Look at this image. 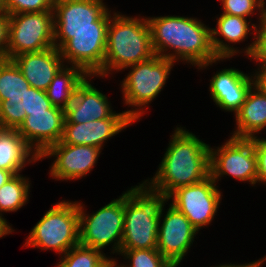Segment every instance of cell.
<instances>
[{"label": "cell", "mask_w": 266, "mask_h": 267, "mask_svg": "<svg viewBox=\"0 0 266 267\" xmlns=\"http://www.w3.org/2000/svg\"><path fill=\"white\" fill-rule=\"evenodd\" d=\"M264 261H266V256L262 259H259L257 261H254V262H250V263H245V264H220V265H217V266H213V267H261V265L264 263ZM212 267V266H211Z\"/></svg>", "instance_id": "36"}, {"label": "cell", "mask_w": 266, "mask_h": 267, "mask_svg": "<svg viewBox=\"0 0 266 267\" xmlns=\"http://www.w3.org/2000/svg\"><path fill=\"white\" fill-rule=\"evenodd\" d=\"M146 18L155 55L175 63L178 60L190 63L197 69L225 60L213 50L211 28L197 18L169 15Z\"/></svg>", "instance_id": "1"}, {"label": "cell", "mask_w": 266, "mask_h": 267, "mask_svg": "<svg viewBox=\"0 0 266 267\" xmlns=\"http://www.w3.org/2000/svg\"><path fill=\"white\" fill-rule=\"evenodd\" d=\"M235 138L251 139L266 127V93L255 83L249 89L240 110L235 114Z\"/></svg>", "instance_id": "21"}, {"label": "cell", "mask_w": 266, "mask_h": 267, "mask_svg": "<svg viewBox=\"0 0 266 267\" xmlns=\"http://www.w3.org/2000/svg\"><path fill=\"white\" fill-rule=\"evenodd\" d=\"M254 32L253 42L248 47L246 46L242 52L246 54L248 59L250 57L253 61L259 62V67H266V15Z\"/></svg>", "instance_id": "30"}, {"label": "cell", "mask_w": 266, "mask_h": 267, "mask_svg": "<svg viewBox=\"0 0 266 267\" xmlns=\"http://www.w3.org/2000/svg\"><path fill=\"white\" fill-rule=\"evenodd\" d=\"M9 17L0 12V59H7Z\"/></svg>", "instance_id": "34"}, {"label": "cell", "mask_w": 266, "mask_h": 267, "mask_svg": "<svg viewBox=\"0 0 266 267\" xmlns=\"http://www.w3.org/2000/svg\"><path fill=\"white\" fill-rule=\"evenodd\" d=\"M46 91L29 87L28 115L29 112L47 111L52 107Z\"/></svg>", "instance_id": "33"}, {"label": "cell", "mask_w": 266, "mask_h": 267, "mask_svg": "<svg viewBox=\"0 0 266 267\" xmlns=\"http://www.w3.org/2000/svg\"><path fill=\"white\" fill-rule=\"evenodd\" d=\"M174 131L155 176L145 180L166 196L210 176V145L181 126Z\"/></svg>", "instance_id": "2"}, {"label": "cell", "mask_w": 266, "mask_h": 267, "mask_svg": "<svg viewBox=\"0 0 266 267\" xmlns=\"http://www.w3.org/2000/svg\"><path fill=\"white\" fill-rule=\"evenodd\" d=\"M110 260L103 251L78 244L61 256L56 267H104Z\"/></svg>", "instance_id": "26"}, {"label": "cell", "mask_w": 266, "mask_h": 267, "mask_svg": "<svg viewBox=\"0 0 266 267\" xmlns=\"http://www.w3.org/2000/svg\"><path fill=\"white\" fill-rule=\"evenodd\" d=\"M39 160L40 156L17 129L0 128V169L15 175L21 173L27 164Z\"/></svg>", "instance_id": "22"}, {"label": "cell", "mask_w": 266, "mask_h": 267, "mask_svg": "<svg viewBox=\"0 0 266 267\" xmlns=\"http://www.w3.org/2000/svg\"><path fill=\"white\" fill-rule=\"evenodd\" d=\"M7 59L55 47L53 11L10 14Z\"/></svg>", "instance_id": "9"}, {"label": "cell", "mask_w": 266, "mask_h": 267, "mask_svg": "<svg viewBox=\"0 0 266 267\" xmlns=\"http://www.w3.org/2000/svg\"><path fill=\"white\" fill-rule=\"evenodd\" d=\"M112 14L107 27L103 69L96 77L110 76L113 71H121L155 55L147 18L125 16L120 12Z\"/></svg>", "instance_id": "3"}, {"label": "cell", "mask_w": 266, "mask_h": 267, "mask_svg": "<svg viewBox=\"0 0 266 267\" xmlns=\"http://www.w3.org/2000/svg\"><path fill=\"white\" fill-rule=\"evenodd\" d=\"M174 63L154 55L146 61L124 68L131 69L121 84L123 102L129 107H135L125 111L134 122L140 119L145 113V107L163 90Z\"/></svg>", "instance_id": "6"}, {"label": "cell", "mask_w": 266, "mask_h": 267, "mask_svg": "<svg viewBox=\"0 0 266 267\" xmlns=\"http://www.w3.org/2000/svg\"><path fill=\"white\" fill-rule=\"evenodd\" d=\"M12 225H9L3 218L0 217V238L14 232Z\"/></svg>", "instance_id": "37"}, {"label": "cell", "mask_w": 266, "mask_h": 267, "mask_svg": "<svg viewBox=\"0 0 266 267\" xmlns=\"http://www.w3.org/2000/svg\"><path fill=\"white\" fill-rule=\"evenodd\" d=\"M134 121L131 118H107L85 124L64 123L61 143L87 145L103 149L104 143Z\"/></svg>", "instance_id": "19"}, {"label": "cell", "mask_w": 266, "mask_h": 267, "mask_svg": "<svg viewBox=\"0 0 266 267\" xmlns=\"http://www.w3.org/2000/svg\"><path fill=\"white\" fill-rule=\"evenodd\" d=\"M111 10L103 0H54V30L107 29Z\"/></svg>", "instance_id": "13"}, {"label": "cell", "mask_w": 266, "mask_h": 267, "mask_svg": "<svg viewBox=\"0 0 266 267\" xmlns=\"http://www.w3.org/2000/svg\"><path fill=\"white\" fill-rule=\"evenodd\" d=\"M29 88L24 95L0 102V128L17 129L28 115Z\"/></svg>", "instance_id": "27"}, {"label": "cell", "mask_w": 266, "mask_h": 267, "mask_svg": "<svg viewBox=\"0 0 266 267\" xmlns=\"http://www.w3.org/2000/svg\"><path fill=\"white\" fill-rule=\"evenodd\" d=\"M257 157V183L266 184V139L258 136L251 138Z\"/></svg>", "instance_id": "32"}, {"label": "cell", "mask_w": 266, "mask_h": 267, "mask_svg": "<svg viewBox=\"0 0 266 267\" xmlns=\"http://www.w3.org/2000/svg\"><path fill=\"white\" fill-rule=\"evenodd\" d=\"M101 152L98 147L58 142L49 146L40 155V160L55 157L49 173L53 179L79 180L92 171Z\"/></svg>", "instance_id": "14"}, {"label": "cell", "mask_w": 266, "mask_h": 267, "mask_svg": "<svg viewBox=\"0 0 266 267\" xmlns=\"http://www.w3.org/2000/svg\"><path fill=\"white\" fill-rule=\"evenodd\" d=\"M30 87L16 64L9 59H0V102L7 96H19Z\"/></svg>", "instance_id": "25"}, {"label": "cell", "mask_w": 266, "mask_h": 267, "mask_svg": "<svg viewBox=\"0 0 266 267\" xmlns=\"http://www.w3.org/2000/svg\"><path fill=\"white\" fill-rule=\"evenodd\" d=\"M78 202L79 244L101 250L113 244L112 254L119 255L124 232V193L91 215Z\"/></svg>", "instance_id": "7"}, {"label": "cell", "mask_w": 266, "mask_h": 267, "mask_svg": "<svg viewBox=\"0 0 266 267\" xmlns=\"http://www.w3.org/2000/svg\"><path fill=\"white\" fill-rule=\"evenodd\" d=\"M168 196L145 181L124 192V232L120 250L157 248L160 214Z\"/></svg>", "instance_id": "4"}, {"label": "cell", "mask_w": 266, "mask_h": 267, "mask_svg": "<svg viewBox=\"0 0 266 267\" xmlns=\"http://www.w3.org/2000/svg\"><path fill=\"white\" fill-rule=\"evenodd\" d=\"M54 0H5V13L53 11Z\"/></svg>", "instance_id": "31"}, {"label": "cell", "mask_w": 266, "mask_h": 267, "mask_svg": "<svg viewBox=\"0 0 266 267\" xmlns=\"http://www.w3.org/2000/svg\"><path fill=\"white\" fill-rule=\"evenodd\" d=\"M104 267H118L117 259L111 258V260Z\"/></svg>", "instance_id": "39"}, {"label": "cell", "mask_w": 266, "mask_h": 267, "mask_svg": "<svg viewBox=\"0 0 266 267\" xmlns=\"http://www.w3.org/2000/svg\"><path fill=\"white\" fill-rule=\"evenodd\" d=\"M119 254L129 261L123 267H174L156 248L120 250Z\"/></svg>", "instance_id": "28"}, {"label": "cell", "mask_w": 266, "mask_h": 267, "mask_svg": "<svg viewBox=\"0 0 266 267\" xmlns=\"http://www.w3.org/2000/svg\"><path fill=\"white\" fill-rule=\"evenodd\" d=\"M222 3L223 14L232 16H240L243 18L253 16L258 11L259 22L263 20L266 15V7L258 0H220Z\"/></svg>", "instance_id": "29"}, {"label": "cell", "mask_w": 266, "mask_h": 267, "mask_svg": "<svg viewBox=\"0 0 266 267\" xmlns=\"http://www.w3.org/2000/svg\"><path fill=\"white\" fill-rule=\"evenodd\" d=\"M89 76L78 66L64 65L46 89L53 106L65 110L73 101L78 86Z\"/></svg>", "instance_id": "23"}, {"label": "cell", "mask_w": 266, "mask_h": 267, "mask_svg": "<svg viewBox=\"0 0 266 267\" xmlns=\"http://www.w3.org/2000/svg\"><path fill=\"white\" fill-rule=\"evenodd\" d=\"M258 70L254 72L255 84L266 93V67H258Z\"/></svg>", "instance_id": "35"}, {"label": "cell", "mask_w": 266, "mask_h": 267, "mask_svg": "<svg viewBox=\"0 0 266 267\" xmlns=\"http://www.w3.org/2000/svg\"><path fill=\"white\" fill-rule=\"evenodd\" d=\"M164 210L163 207L159 219L156 249L170 264L177 267L193 245L194 237L199 231L171 204L163 216Z\"/></svg>", "instance_id": "12"}, {"label": "cell", "mask_w": 266, "mask_h": 267, "mask_svg": "<svg viewBox=\"0 0 266 267\" xmlns=\"http://www.w3.org/2000/svg\"><path fill=\"white\" fill-rule=\"evenodd\" d=\"M216 148L210 146V176L215 182L226 175L256 185L257 157L252 139L230 136Z\"/></svg>", "instance_id": "10"}, {"label": "cell", "mask_w": 266, "mask_h": 267, "mask_svg": "<svg viewBox=\"0 0 266 267\" xmlns=\"http://www.w3.org/2000/svg\"><path fill=\"white\" fill-rule=\"evenodd\" d=\"M14 174L11 171L0 169V187L10 180Z\"/></svg>", "instance_id": "38"}, {"label": "cell", "mask_w": 266, "mask_h": 267, "mask_svg": "<svg viewBox=\"0 0 266 267\" xmlns=\"http://www.w3.org/2000/svg\"><path fill=\"white\" fill-rule=\"evenodd\" d=\"M93 77L94 75L87 76L78 86L73 101L65 109L64 123L85 124L107 118H130L125 111H113L107 96L88 81Z\"/></svg>", "instance_id": "15"}, {"label": "cell", "mask_w": 266, "mask_h": 267, "mask_svg": "<svg viewBox=\"0 0 266 267\" xmlns=\"http://www.w3.org/2000/svg\"><path fill=\"white\" fill-rule=\"evenodd\" d=\"M106 38L107 29L54 30V45L64 63L94 76L103 69Z\"/></svg>", "instance_id": "8"}, {"label": "cell", "mask_w": 266, "mask_h": 267, "mask_svg": "<svg viewBox=\"0 0 266 267\" xmlns=\"http://www.w3.org/2000/svg\"><path fill=\"white\" fill-rule=\"evenodd\" d=\"M53 205L31 229L24 245L62 256L79 244L78 202L64 200Z\"/></svg>", "instance_id": "5"}, {"label": "cell", "mask_w": 266, "mask_h": 267, "mask_svg": "<svg viewBox=\"0 0 266 267\" xmlns=\"http://www.w3.org/2000/svg\"><path fill=\"white\" fill-rule=\"evenodd\" d=\"M0 12H5V0H0Z\"/></svg>", "instance_id": "40"}, {"label": "cell", "mask_w": 266, "mask_h": 267, "mask_svg": "<svg viewBox=\"0 0 266 267\" xmlns=\"http://www.w3.org/2000/svg\"><path fill=\"white\" fill-rule=\"evenodd\" d=\"M30 184L29 178L15 174L0 187V217L6 222L5 212H16L29 201Z\"/></svg>", "instance_id": "24"}, {"label": "cell", "mask_w": 266, "mask_h": 267, "mask_svg": "<svg viewBox=\"0 0 266 267\" xmlns=\"http://www.w3.org/2000/svg\"><path fill=\"white\" fill-rule=\"evenodd\" d=\"M221 196L216 182L208 176L201 182L177 188L168 195V200L172 199L170 204L199 231L214 219Z\"/></svg>", "instance_id": "11"}, {"label": "cell", "mask_w": 266, "mask_h": 267, "mask_svg": "<svg viewBox=\"0 0 266 267\" xmlns=\"http://www.w3.org/2000/svg\"><path fill=\"white\" fill-rule=\"evenodd\" d=\"M64 121L65 110L52 106L47 111L29 112L17 131L40 156L49 146L61 141Z\"/></svg>", "instance_id": "16"}, {"label": "cell", "mask_w": 266, "mask_h": 267, "mask_svg": "<svg viewBox=\"0 0 266 267\" xmlns=\"http://www.w3.org/2000/svg\"><path fill=\"white\" fill-rule=\"evenodd\" d=\"M31 87L46 91L57 72L65 65L56 47L39 52H25L11 59Z\"/></svg>", "instance_id": "18"}, {"label": "cell", "mask_w": 266, "mask_h": 267, "mask_svg": "<svg viewBox=\"0 0 266 267\" xmlns=\"http://www.w3.org/2000/svg\"><path fill=\"white\" fill-rule=\"evenodd\" d=\"M249 75L236 68L217 71L209 85L211 98L217 107L236 114L255 83L254 74Z\"/></svg>", "instance_id": "17"}, {"label": "cell", "mask_w": 266, "mask_h": 267, "mask_svg": "<svg viewBox=\"0 0 266 267\" xmlns=\"http://www.w3.org/2000/svg\"><path fill=\"white\" fill-rule=\"evenodd\" d=\"M258 1H260L266 7V3L264 0H258Z\"/></svg>", "instance_id": "41"}, {"label": "cell", "mask_w": 266, "mask_h": 267, "mask_svg": "<svg viewBox=\"0 0 266 267\" xmlns=\"http://www.w3.org/2000/svg\"><path fill=\"white\" fill-rule=\"evenodd\" d=\"M250 22L251 20L247 21L246 18L223 13L217 18V28H211V42L213 50L218 58L230 59V57L232 58L237 53H242V51L234 48L230 43L235 44L243 42L248 38V34L254 33L250 31L251 29L255 31L256 24L251 23L250 25ZM220 35L224 40L219 38Z\"/></svg>", "instance_id": "20"}]
</instances>
